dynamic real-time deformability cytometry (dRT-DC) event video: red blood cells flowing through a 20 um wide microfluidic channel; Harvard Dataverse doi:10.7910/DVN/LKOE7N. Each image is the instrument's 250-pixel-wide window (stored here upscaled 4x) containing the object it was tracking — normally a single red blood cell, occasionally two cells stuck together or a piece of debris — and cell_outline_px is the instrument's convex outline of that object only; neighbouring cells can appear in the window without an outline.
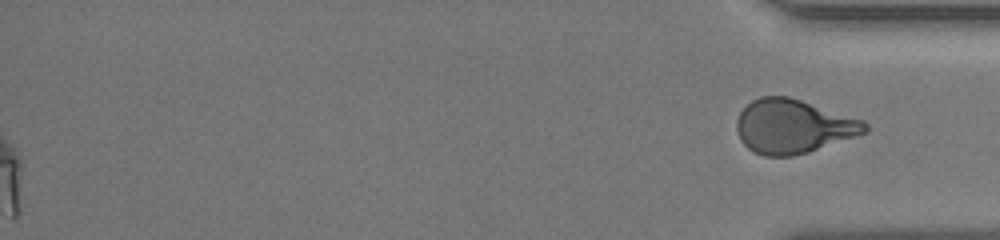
{"species": "human", "species_latin": "Homo sapiens", "temperature_condition": "room temperature", "stored_images_in_passage": 50, "segment_of_instrument_passage": [2, 2], "camera_frame_rate_fps": 3000, "um_per_image_px": 0.085, "donor": {"sex": "female"}, "frame": {"image": 1, "passage_image": 50, "time_ms": 16.333, "image_size_px": [1000, 240], "cell_outline_px": [[868, 132], [808, 152], [792, 156], [764, 156], [752, 152], [740, 140], [736, 128], [736, 120], [740, 112], [752, 100], [760, 96], [788, 96], [864, 120], [868, 124]], "centroid_in_image_um": [67.41, 10.75], "position_along_channel_um": 367.8, "area_um2": 40.34}}